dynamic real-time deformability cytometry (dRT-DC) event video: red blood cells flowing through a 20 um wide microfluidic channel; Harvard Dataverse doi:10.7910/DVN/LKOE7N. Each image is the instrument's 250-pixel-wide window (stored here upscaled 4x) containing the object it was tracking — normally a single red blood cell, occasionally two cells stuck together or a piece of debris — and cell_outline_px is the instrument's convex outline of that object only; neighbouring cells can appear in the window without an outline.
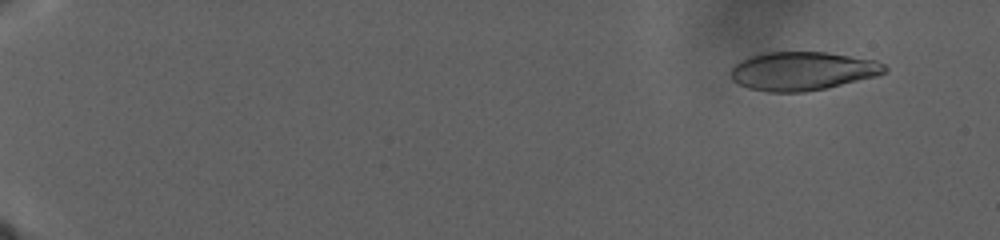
{"species": "human", "species_latin": "Homo sapiens", "temperature_condition": "warm", "stored_images_in_passage": 65, "camera_frame_rate_fps": 3000, "um_per_image_px": 0.085, "donor": {"sex": "male"}, "frame": {"image": 1, "passage_image": 6, "time_ms": 3.667, "image_size_px": [1000, 240], "cell_outline_px": [[888, 68], [884, 72], [876, 76], [828, 88], [804, 92], [768, 92], [748, 88], [736, 84], [732, 80], [732, 68], [740, 60], [748, 56], [764, 52], [824, 52], [876, 60], [884, 64]], "centroid_in_image_um": [68.19, 6.04], "position_along_channel_um": 16.8, "area_um2": 34.74}}
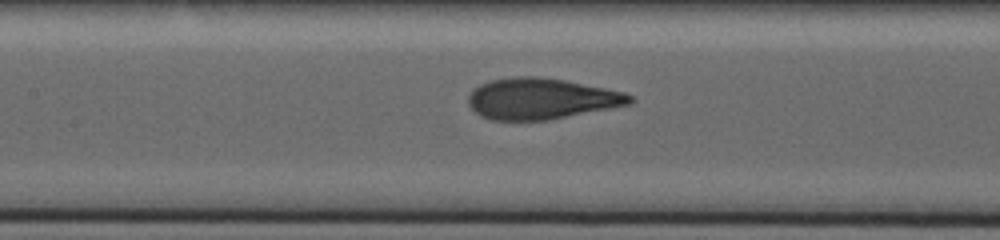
{"frame": {"image": 2, "passage_image": 39, "time_ms": 23.667, "image_size_px": [1000, 240], "cell_outline_px": [[636, 100], [632, 104], [548, 120], [492, 120], [480, 116], [468, 104], [468, 96], [480, 84], [492, 80], [512, 76], [536, 76], [564, 80], [624, 92], [632, 96]], "centroid_in_image_um": [46.02, 8.39], "position_along_channel_um": 161.4, "area_um2": 38.55}}
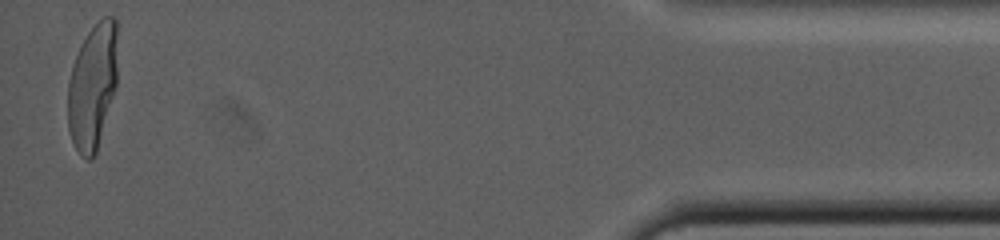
{"frame": {"image": 3, "passage_image": 65, "time_ms": 43.0, "image_size_px": [1000, 240], "cell_outline_px": [[116, 84], [96, 152], [92, 160], [84, 160], [80, 156], [72, 140], [68, 128], [68, 80], [80, 44], [88, 32], [104, 16], [116, 16]], "centroid_in_image_um": [7.85, 7.35], "position_along_channel_um": 427.4, "area_um2": 36.07}}